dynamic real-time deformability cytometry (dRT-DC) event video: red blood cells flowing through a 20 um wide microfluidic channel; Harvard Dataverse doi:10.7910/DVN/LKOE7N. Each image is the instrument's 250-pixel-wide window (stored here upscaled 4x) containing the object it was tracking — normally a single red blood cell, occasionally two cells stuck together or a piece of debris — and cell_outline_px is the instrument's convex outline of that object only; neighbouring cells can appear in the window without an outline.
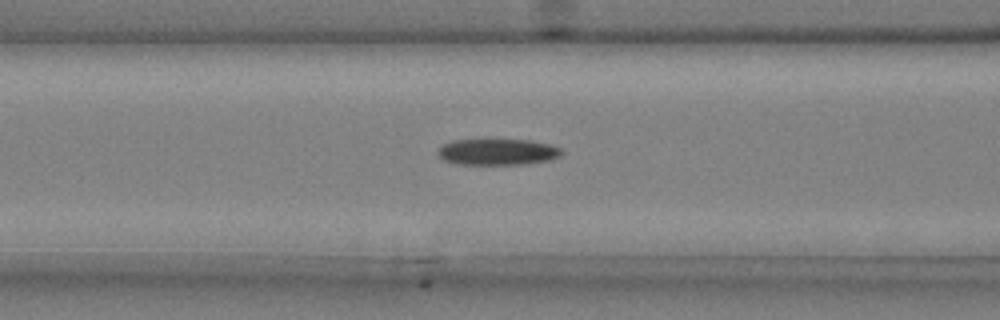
{"species": "common noctule bat (a hibernating species)", "species_latin": "Nyctalus noctula", "temperature_condition": "cold", "stored_images_in_passage": 42, "camera_frame_rate_fps": 3000, "um_per_image_px": 0.085, "animal": {"sex": "male", "body_mass_g": 20.4}, "frame": {"image": 1, "passage_image": 13, "time_ms": 4.0, "image_size_px": [1000, 320], "cell_outline_px": [[564, 152], [560, 156], [548, 160], [524, 164], [456, 164], [444, 160], [436, 152], [444, 144], [452, 140], [528, 140], [552, 144], [560, 148]], "centroid_in_image_um": [42.31, 12.91], "position_along_channel_um": 124.3, "area_um2": 18.84}}
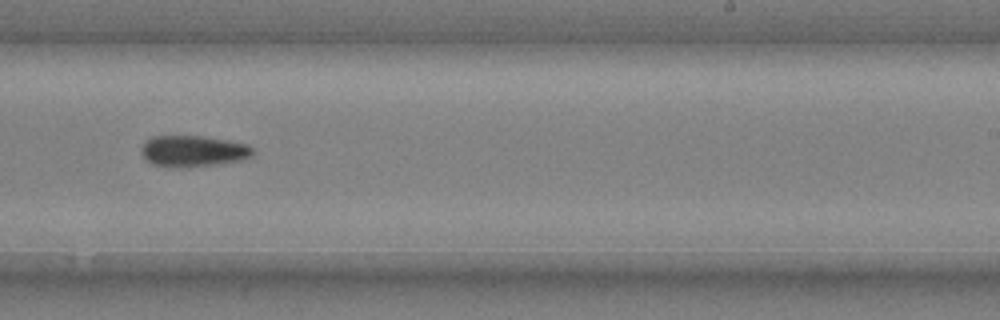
{"frame": {"image": 2, "passage_image": 25, "time_ms": 8.0, "image_size_px": [1000, 320], "cell_outline_px": [[256, 152], [252, 156], [240, 160], [188, 168], [168, 168], [152, 164], [140, 152], [140, 148], [144, 140], [152, 136], [204, 136], [228, 140], [248, 144]], "centroid_in_image_um": [16.39, 12.85], "position_along_channel_um": 272.6, "area_um2": 20.69}}
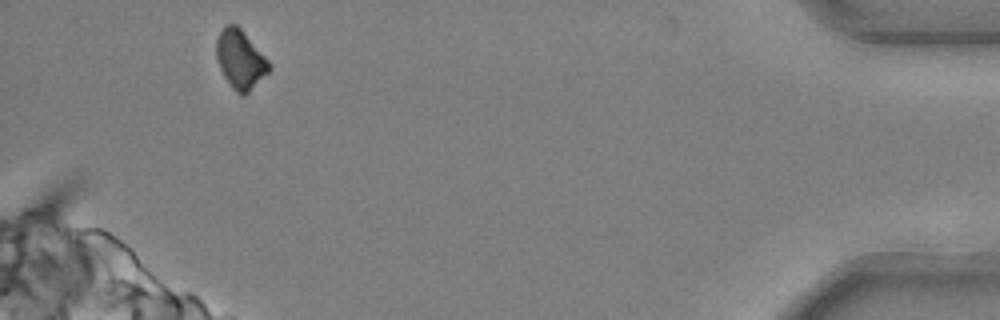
{"frame": {"image": 3, "passage_image": 41, "time_ms": 13.333, "image_size_px": [1000, 320], "cell_outline_px": [[272, 68], [244, 96], [240, 96], [232, 88], [224, 76], [220, 68], [216, 56], [216, 40], [220, 32], [228, 24], [236, 24], [244, 32], [268, 60]], "centroid_in_image_um": [20.42, 5.06], "position_along_channel_um": 414.8, "area_um2": 17.8}, "authors_computed_cell_mechanics": {"area_um2": 19.5075, "velocity_mm_per_s": 3.7189, "shape_relaxation_time_tau1_ms": 5.4409, "shape_relaxation_time_tau2_ms": null, "deformation_change_tau1": 0.1468, "deformation_change_tau2": null}}